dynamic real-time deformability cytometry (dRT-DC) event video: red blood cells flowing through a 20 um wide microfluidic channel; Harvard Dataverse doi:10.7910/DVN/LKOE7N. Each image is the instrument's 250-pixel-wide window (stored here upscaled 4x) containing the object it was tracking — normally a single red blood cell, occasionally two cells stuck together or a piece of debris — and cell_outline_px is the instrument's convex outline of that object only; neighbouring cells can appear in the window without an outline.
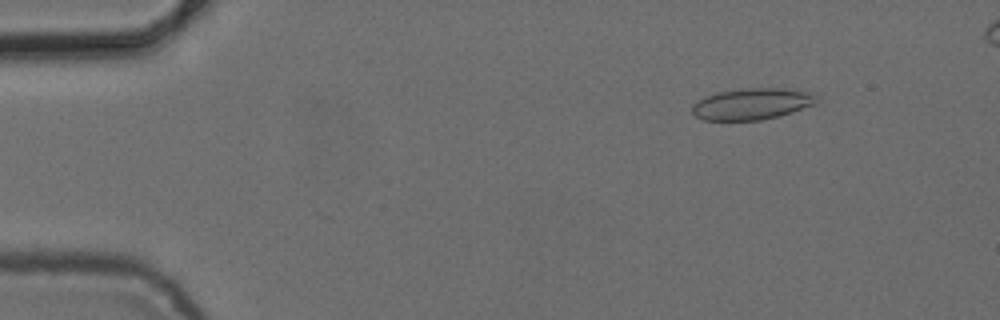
{"species": "common noctule bat (a hibernating species)", "species_latin": "Nyctalus noctula", "temperature_condition": "cold", "stored_images_in_passage": 4, "camera_frame_rate_fps": 3000, "um_per_image_px": 0.085, "animal": {"sex": "female", "body_mass_g": 24.6, "forearm_length_mm": 56.2}, "frame": {"image": 1, "passage_image": 2, "time_ms": 1.333, "image_size_px": [1000, 320], "cell_outline_px": [[820, 100], [816, 104], [780, 116], [760, 120], [704, 120], [696, 116], [692, 112], [692, 104], [704, 96], [716, 92], [740, 88], [784, 88], [812, 92]], "centroid_in_image_um": [63.93, 8.82], "position_along_channel_um": 21.1, "area_um2": 23.12}}